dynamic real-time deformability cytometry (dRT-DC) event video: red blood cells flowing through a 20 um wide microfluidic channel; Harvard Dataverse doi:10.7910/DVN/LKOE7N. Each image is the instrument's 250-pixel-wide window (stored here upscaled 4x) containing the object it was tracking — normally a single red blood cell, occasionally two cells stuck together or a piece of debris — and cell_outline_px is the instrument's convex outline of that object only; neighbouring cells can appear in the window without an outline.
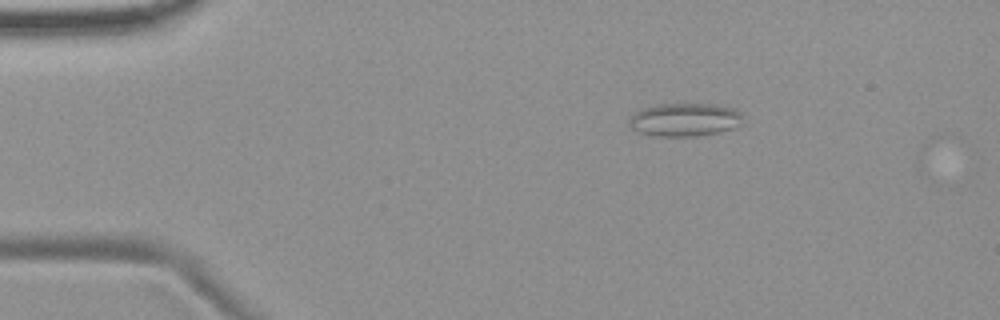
{"species": "common noctule bat (a hibernating species)", "species_latin": "Nyctalus noctula", "temperature_condition": "room temperature", "stored_images_in_passage": 3, "camera_frame_rate_fps": 3000, "um_per_image_px": 0.085, "animal": {"sex": "female", "body_mass_g": 19.9}, "frame": {"image": 1, "passage_image": 1, "time_ms": 0.0, "image_size_px": [1000, 320], "cell_outline_px": [[740, 124], [732, 128], [716, 132], [696, 136], [656, 136], [640, 132], [632, 128], [628, 124], [628, 120], [636, 112], [644, 108], [660, 104], [716, 104], [736, 108], [740, 112]], "centroid_in_image_um": [58.19, 10.16], "position_along_channel_um": 26.8, "area_um2": 21.73}}